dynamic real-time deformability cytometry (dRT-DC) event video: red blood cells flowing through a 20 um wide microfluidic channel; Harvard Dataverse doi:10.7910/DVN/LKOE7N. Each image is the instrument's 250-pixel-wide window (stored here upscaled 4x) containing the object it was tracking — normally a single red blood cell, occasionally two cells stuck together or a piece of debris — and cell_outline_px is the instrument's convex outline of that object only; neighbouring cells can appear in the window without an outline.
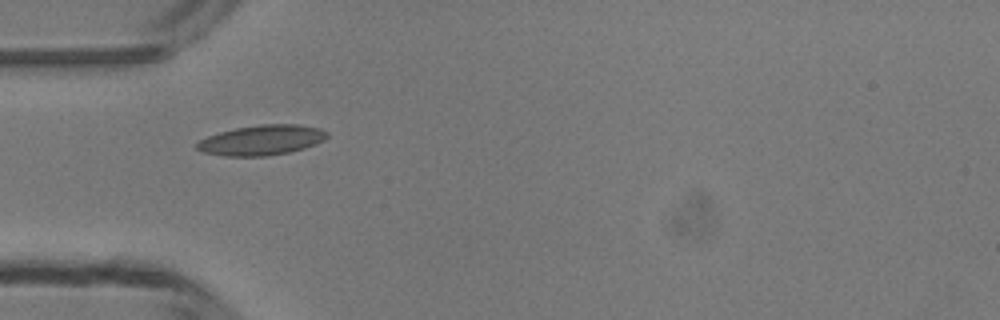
{"species": "common noctule bat (a hibernating species)", "species_latin": "Nyctalus noctula", "temperature_condition": "room temperature", "stored_images_in_passage": 30, "camera_frame_rate_fps": 3000, "um_per_image_px": 0.085, "animal": {"sex": "male", "body_mass_g": 13.3}, "frame": {"image": 1, "passage_image": 1, "time_ms": 0.0, "image_size_px": [1000, 320], "cell_outline_px": [[328, 136], [324, 140], [316, 144], [304, 148], [288, 152], [268, 156], [224, 156], [204, 152], [196, 148], [196, 144], [200, 140], [208, 136], [220, 132], [236, 128], [260, 124], [296, 124], [320, 128], [328, 132]], "centroid_in_image_um": [22.26, 11.91], "position_along_channel_um": 62.7, "area_um2": 22.77}}
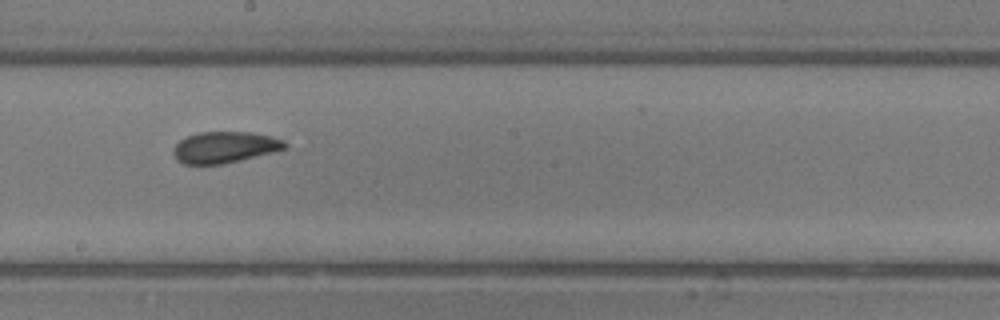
{"frame": {"image": 2, "passage_image": 13, "time_ms": 4.0, "image_size_px": [1000, 320], "cell_outline_px": [[288, 148], [240, 160], [220, 164], [184, 164], [176, 160], [172, 152], [172, 148], [180, 140], [188, 136], [200, 132], [252, 132], [272, 136], [284, 140], [288, 144]], "centroid_in_image_um": [19.1, 12.51], "position_along_channel_um": 229.1, "area_um2": 20.4}}
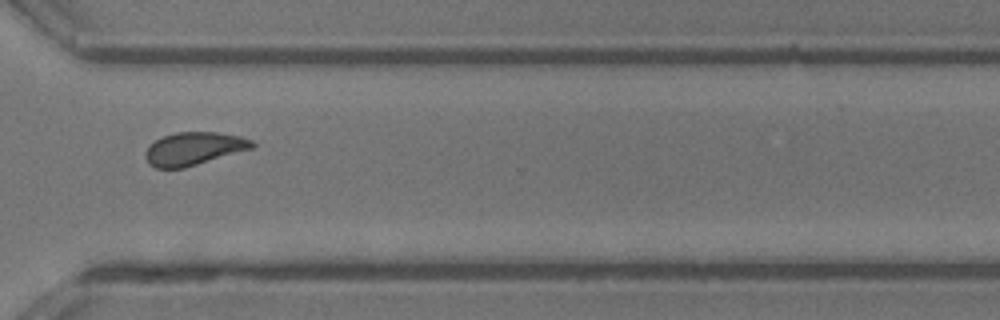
{"frame": {"image": 3, "passage_image": 22, "time_ms": 7.0, "image_size_px": [1000, 320], "cell_outline_px": [[256, 144], [252, 148], [184, 168], [156, 168], [148, 164], [144, 156], [144, 152], [148, 144], [164, 136], [176, 132], [216, 132], [240, 136], [252, 140]], "centroid_in_image_um": [16.43, 12.63], "position_along_channel_um": 354.2, "area_um2": 20.52}, "authors_computed_cell_mechanics": {"area_um2": 20.6057, "velocity_mm_per_s": 4.1685, "shape_relaxation_time_tau1_ms": 3.2031, "shape_relaxation_time_tau2_ms": 2.4964, "deformation_change_tau1": 0.0956, "deformation_change_tau2": 0.0599}}